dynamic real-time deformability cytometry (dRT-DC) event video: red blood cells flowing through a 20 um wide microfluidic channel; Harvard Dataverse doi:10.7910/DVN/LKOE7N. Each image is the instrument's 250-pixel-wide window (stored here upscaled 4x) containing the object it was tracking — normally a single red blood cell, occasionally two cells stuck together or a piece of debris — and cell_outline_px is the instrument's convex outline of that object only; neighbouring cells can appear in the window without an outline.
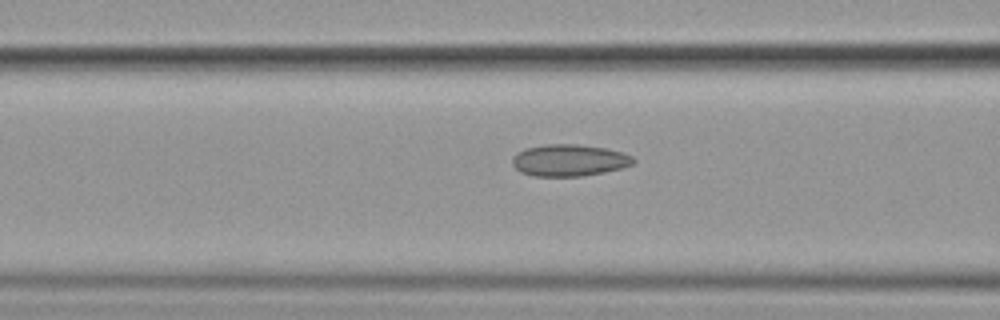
{"species": "common noctule bat (a hibernating species)", "species_latin": "Nyctalus noctula", "temperature_condition": "cold", "stored_images_in_passage": 8, "segment_of_instrument_passage": [2, 2], "camera_frame_rate_fps": 3000, "um_per_image_px": 0.085, "animal": {"sex": "female", "body_mass_g": 19.9}, "frame": {"image": 1, "passage_image": 8, "time_ms": 9.0, "image_size_px": [1000, 320], "cell_outline_px": [[636, 160], [632, 164], [620, 168], [604, 172], [584, 176], [532, 176], [520, 172], [512, 164], [512, 156], [516, 152], [524, 148], [548, 144], [576, 144], [604, 148], [620, 152], [632, 156]], "centroid_in_image_um": [48.33, 13.62], "position_along_channel_um": 118.3, "area_um2": 22.43}}